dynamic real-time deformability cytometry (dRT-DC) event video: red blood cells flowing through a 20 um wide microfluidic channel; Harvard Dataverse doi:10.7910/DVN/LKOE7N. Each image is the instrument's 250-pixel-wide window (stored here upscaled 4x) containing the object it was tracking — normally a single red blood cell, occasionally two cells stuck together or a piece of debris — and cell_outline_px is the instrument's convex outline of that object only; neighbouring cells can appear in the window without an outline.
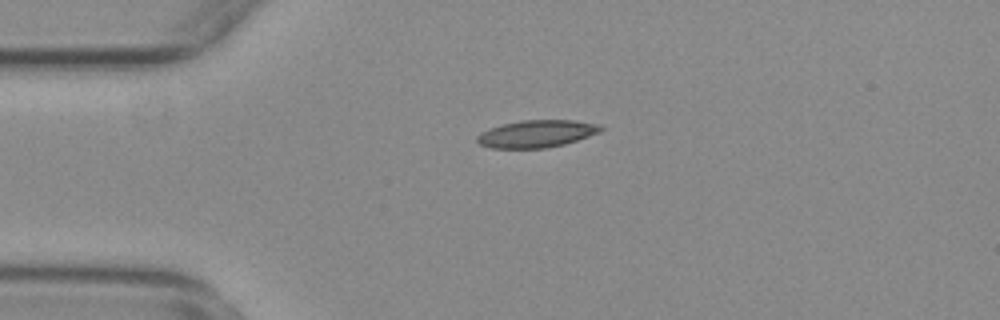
{"species": "common noctule bat (a hibernating species)", "species_latin": "Nyctalus noctula", "temperature_condition": "warm", "stored_images_in_passage": 39, "camera_frame_rate_fps": 3000, "um_per_image_px": 0.085, "animal": {"sex": "female", "body_mass_g": 29.2, "forearm_length_mm": 56.3}, "frame": {"image": 1, "passage_image": 2, "time_ms": 0.333, "image_size_px": [1000, 320], "cell_outline_px": [[604, 128], [600, 132], [564, 144], [544, 148], [492, 148], [480, 144], [476, 140], [476, 136], [480, 132], [504, 124], [520, 120], [572, 120], [600, 124]], "centroid_in_image_um": [45.62, 11.36], "position_along_channel_um": 39.4, "area_um2": 19.54}}
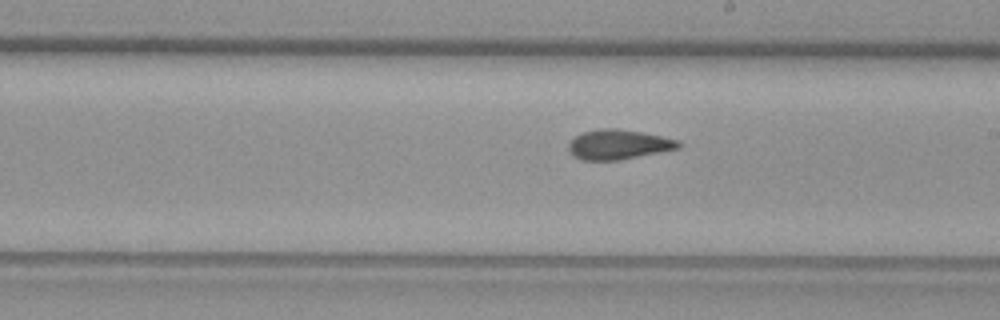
{"frame": {"image": 2, "passage_image": 20, "time_ms": 6.333, "image_size_px": [1000, 320], "cell_outline_px": [[680, 148], [620, 160], [580, 160], [572, 156], [568, 152], [568, 144], [576, 136], [584, 132], [600, 128], [616, 128], [640, 132], [660, 136], [676, 140], [680, 144]], "centroid_in_image_um": [52.51, 12.29], "position_along_channel_um": 236.5, "area_um2": 18.96}}
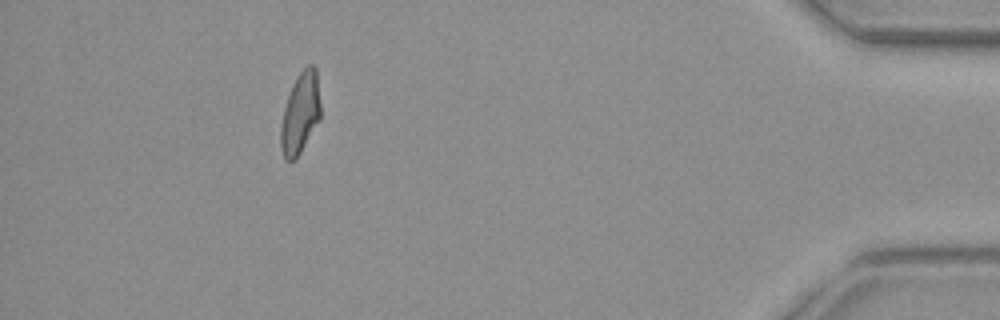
{"frame": {"image": 3, "passage_image": 39, "time_ms": 12.667, "image_size_px": [1000, 320], "cell_outline_px": [[320, 120], [296, 160], [284, 160], [280, 148], [280, 124], [284, 108], [292, 84], [296, 76], [308, 64], [312, 64], [316, 68], [320, 104]], "centroid_in_image_um": [25.51, 9.65], "position_along_channel_um": 409.7, "area_um2": 19.07}, "authors_computed_cell_mechanics": {"area_um2": 19.0162, "velocity_mm_per_s": 3.738, "shape_relaxation_time_tau1_ms": null, "shape_relaxation_time_tau2_ms": 2.4838, "deformation_change_tau1": null, "deformation_change_tau2": 0.099}}